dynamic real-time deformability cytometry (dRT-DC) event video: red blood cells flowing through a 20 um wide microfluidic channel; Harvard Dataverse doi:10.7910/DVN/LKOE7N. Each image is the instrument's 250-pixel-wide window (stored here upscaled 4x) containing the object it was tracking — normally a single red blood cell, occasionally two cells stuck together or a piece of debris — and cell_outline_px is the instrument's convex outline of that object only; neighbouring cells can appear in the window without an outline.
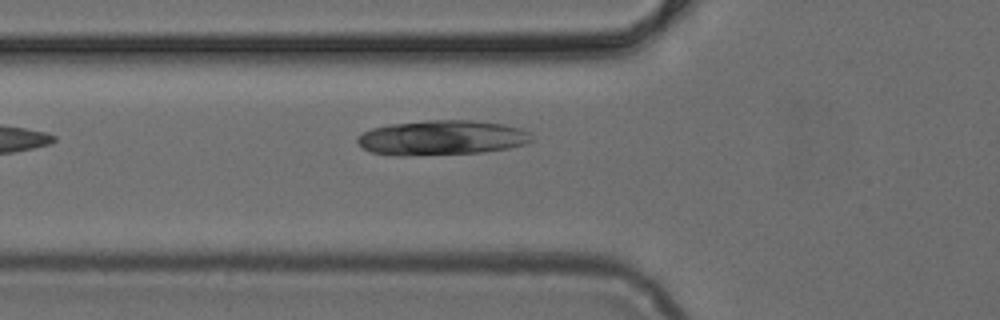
{"species": "common noctule bat (a hibernating species)", "species_latin": "Nyctalus noctula", "temperature_condition": "cold", "stored_images_in_passage": 6, "camera_frame_rate_fps": 3000, "um_per_image_px": 0.085, "animal": {"sex": "female", "body_mass_g": 24.6, "forearm_length_mm": 56.2}, "frame": {"image": 1, "passage_image": 6, "time_ms": 1.667, "image_size_px": [1000, 320], "cell_outline_px": [[532, 140], [524, 144], [508, 148], [484, 152], [400, 156], [392, 156], [372, 152], [364, 148], [356, 140], [356, 136], [372, 128], [388, 124], [424, 120], [472, 120], [504, 124], [520, 128], [528, 132]], "centroid_in_image_um": [37.51, 11.7], "position_along_channel_um": 88.3, "area_um2": 35.43}}